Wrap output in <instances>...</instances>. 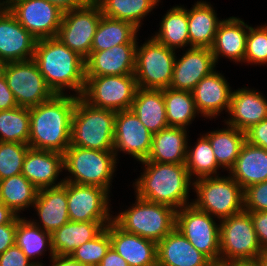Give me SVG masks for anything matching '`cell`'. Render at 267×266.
Wrapping results in <instances>:
<instances>
[{
	"label": "cell",
	"instance_id": "6da1fadb",
	"mask_svg": "<svg viewBox=\"0 0 267 266\" xmlns=\"http://www.w3.org/2000/svg\"><path fill=\"white\" fill-rule=\"evenodd\" d=\"M77 98L55 94L50 100L29 108L30 148L64 154L71 142V120Z\"/></svg>",
	"mask_w": 267,
	"mask_h": 266
},
{
	"label": "cell",
	"instance_id": "f1b7e54d",
	"mask_svg": "<svg viewBox=\"0 0 267 266\" xmlns=\"http://www.w3.org/2000/svg\"><path fill=\"white\" fill-rule=\"evenodd\" d=\"M231 177L245 190L267 180V150L244 142L233 168Z\"/></svg>",
	"mask_w": 267,
	"mask_h": 266
},
{
	"label": "cell",
	"instance_id": "d6986e66",
	"mask_svg": "<svg viewBox=\"0 0 267 266\" xmlns=\"http://www.w3.org/2000/svg\"><path fill=\"white\" fill-rule=\"evenodd\" d=\"M138 43H125L102 51H90L85 59V76L134 74Z\"/></svg>",
	"mask_w": 267,
	"mask_h": 266
},
{
	"label": "cell",
	"instance_id": "8d00e7d4",
	"mask_svg": "<svg viewBox=\"0 0 267 266\" xmlns=\"http://www.w3.org/2000/svg\"><path fill=\"white\" fill-rule=\"evenodd\" d=\"M15 244L20 247L30 260L42 256L47 247L50 250V258L54 256L51 233L35 225L31 219L29 221L25 217L20 218V215L17 216Z\"/></svg>",
	"mask_w": 267,
	"mask_h": 266
},
{
	"label": "cell",
	"instance_id": "ac0fdd59",
	"mask_svg": "<svg viewBox=\"0 0 267 266\" xmlns=\"http://www.w3.org/2000/svg\"><path fill=\"white\" fill-rule=\"evenodd\" d=\"M36 42L7 7L0 12V58L7 62L31 60Z\"/></svg>",
	"mask_w": 267,
	"mask_h": 266
},
{
	"label": "cell",
	"instance_id": "9f6ffc18",
	"mask_svg": "<svg viewBox=\"0 0 267 266\" xmlns=\"http://www.w3.org/2000/svg\"><path fill=\"white\" fill-rule=\"evenodd\" d=\"M8 62L2 58H0V78L5 76V70Z\"/></svg>",
	"mask_w": 267,
	"mask_h": 266
},
{
	"label": "cell",
	"instance_id": "44dd1931",
	"mask_svg": "<svg viewBox=\"0 0 267 266\" xmlns=\"http://www.w3.org/2000/svg\"><path fill=\"white\" fill-rule=\"evenodd\" d=\"M232 92L227 80L216 70L202 78L191 91L197 111L210 119L223 110L229 111Z\"/></svg>",
	"mask_w": 267,
	"mask_h": 266
},
{
	"label": "cell",
	"instance_id": "7a4b0ae2",
	"mask_svg": "<svg viewBox=\"0 0 267 266\" xmlns=\"http://www.w3.org/2000/svg\"><path fill=\"white\" fill-rule=\"evenodd\" d=\"M33 60L46 84L56 95H64L71 89L81 97L85 87V59L70 50L57 37L39 39L35 45Z\"/></svg>",
	"mask_w": 267,
	"mask_h": 266
},
{
	"label": "cell",
	"instance_id": "8992f818",
	"mask_svg": "<svg viewBox=\"0 0 267 266\" xmlns=\"http://www.w3.org/2000/svg\"><path fill=\"white\" fill-rule=\"evenodd\" d=\"M113 221L126 232L158 243L175 228L176 210L136 196L133 206L118 213Z\"/></svg>",
	"mask_w": 267,
	"mask_h": 266
},
{
	"label": "cell",
	"instance_id": "cb8c5ba5",
	"mask_svg": "<svg viewBox=\"0 0 267 266\" xmlns=\"http://www.w3.org/2000/svg\"><path fill=\"white\" fill-rule=\"evenodd\" d=\"M212 264L176 228L157 243V266H211Z\"/></svg>",
	"mask_w": 267,
	"mask_h": 266
},
{
	"label": "cell",
	"instance_id": "484cf974",
	"mask_svg": "<svg viewBox=\"0 0 267 266\" xmlns=\"http://www.w3.org/2000/svg\"><path fill=\"white\" fill-rule=\"evenodd\" d=\"M246 28V29H245ZM249 25L237 17L223 19L211 48L215 61L220 56L236 62H244Z\"/></svg>",
	"mask_w": 267,
	"mask_h": 266
},
{
	"label": "cell",
	"instance_id": "6f0895ef",
	"mask_svg": "<svg viewBox=\"0 0 267 266\" xmlns=\"http://www.w3.org/2000/svg\"><path fill=\"white\" fill-rule=\"evenodd\" d=\"M7 7V2L6 0H2V2L0 1V12H2L5 8Z\"/></svg>",
	"mask_w": 267,
	"mask_h": 266
},
{
	"label": "cell",
	"instance_id": "e575fe53",
	"mask_svg": "<svg viewBox=\"0 0 267 266\" xmlns=\"http://www.w3.org/2000/svg\"><path fill=\"white\" fill-rule=\"evenodd\" d=\"M38 189L22 174L0 180V202L17 216L29 206L33 207Z\"/></svg>",
	"mask_w": 267,
	"mask_h": 266
},
{
	"label": "cell",
	"instance_id": "7dc6e473",
	"mask_svg": "<svg viewBox=\"0 0 267 266\" xmlns=\"http://www.w3.org/2000/svg\"><path fill=\"white\" fill-rule=\"evenodd\" d=\"M260 246L267 251V211L249 212Z\"/></svg>",
	"mask_w": 267,
	"mask_h": 266
},
{
	"label": "cell",
	"instance_id": "83f0119b",
	"mask_svg": "<svg viewBox=\"0 0 267 266\" xmlns=\"http://www.w3.org/2000/svg\"><path fill=\"white\" fill-rule=\"evenodd\" d=\"M185 128L167 127L152 137L149 162L165 164H185L188 137Z\"/></svg>",
	"mask_w": 267,
	"mask_h": 266
},
{
	"label": "cell",
	"instance_id": "ba28073f",
	"mask_svg": "<svg viewBox=\"0 0 267 266\" xmlns=\"http://www.w3.org/2000/svg\"><path fill=\"white\" fill-rule=\"evenodd\" d=\"M193 189L197 198L190 204L214 218L222 220L244 210V190L231 175L193 179Z\"/></svg>",
	"mask_w": 267,
	"mask_h": 266
},
{
	"label": "cell",
	"instance_id": "ee69618b",
	"mask_svg": "<svg viewBox=\"0 0 267 266\" xmlns=\"http://www.w3.org/2000/svg\"><path fill=\"white\" fill-rule=\"evenodd\" d=\"M244 210L248 212L267 211V180L244 190Z\"/></svg>",
	"mask_w": 267,
	"mask_h": 266
},
{
	"label": "cell",
	"instance_id": "2e32d148",
	"mask_svg": "<svg viewBox=\"0 0 267 266\" xmlns=\"http://www.w3.org/2000/svg\"><path fill=\"white\" fill-rule=\"evenodd\" d=\"M148 129L131 110L116 112L114 127V154L119 151L131 155L137 161L146 160L152 145Z\"/></svg>",
	"mask_w": 267,
	"mask_h": 266
},
{
	"label": "cell",
	"instance_id": "277c9868",
	"mask_svg": "<svg viewBox=\"0 0 267 266\" xmlns=\"http://www.w3.org/2000/svg\"><path fill=\"white\" fill-rule=\"evenodd\" d=\"M116 112L89 105L77 98L71 120V146L113 151Z\"/></svg>",
	"mask_w": 267,
	"mask_h": 266
},
{
	"label": "cell",
	"instance_id": "74e56055",
	"mask_svg": "<svg viewBox=\"0 0 267 266\" xmlns=\"http://www.w3.org/2000/svg\"><path fill=\"white\" fill-rule=\"evenodd\" d=\"M163 97L166 106V118L169 127H180L187 129L196 114L195 101L190 91L163 89Z\"/></svg>",
	"mask_w": 267,
	"mask_h": 266
},
{
	"label": "cell",
	"instance_id": "d4e9b609",
	"mask_svg": "<svg viewBox=\"0 0 267 266\" xmlns=\"http://www.w3.org/2000/svg\"><path fill=\"white\" fill-rule=\"evenodd\" d=\"M67 203L66 182L57 187L39 189L33 206L42 224L34 219L31 221L52 234L70 221Z\"/></svg>",
	"mask_w": 267,
	"mask_h": 266
},
{
	"label": "cell",
	"instance_id": "680465c9",
	"mask_svg": "<svg viewBox=\"0 0 267 266\" xmlns=\"http://www.w3.org/2000/svg\"><path fill=\"white\" fill-rule=\"evenodd\" d=\"M235 266H256L255 264H240V265H235Z\"/></svg>",
	"mask_w": 267,
	"mask_h": 266
},
{
	"label": "cell",
	"instance_id": "ab89813d",
	"mask_svg": "<svg viewBox=\"0 0 267 266\" xmlns=\"http://www.w3.org/2000/svg\"><path fill=\"white\" fill-rule=\"evenodd\" d=\"M30 133L29 108L16 107L0 111V141L28 144Z\"/></svg>",
	"mask_w": 267,
	"mask_h": 266
},
{
	"label": "cell",
	"instance_id": "f6af8a7d",
	"mask_svg": "<svg viewBox=\"0 0 267 266\" xmlns=\"http://www.w3.org/2000/svg\"><path fill=\"white\" fill-rule=\"evenodd\" d=\"M43 265L42 262L30 261L25 253L16 244L9 247L0 255V266H36Z\"/></svg>",
	"mask_w": 267,
	"mask_h": 266
},
{
	"label": "cell",
	"instance_id": "30bf717a",
	"mask_svg": "<svg viewBox=\"0 0 267 266\" xmlns=\"http://www.w3.org/2000/svg\"><path fill=\"white\" fill-rule=\"evenodd\" d=\"M176 54L175 50L160 44L153 37L136 47L135 79L138 88H169Z\"/></svg>",
	"mask_w": 267,
	"mask_h": 266
},
{
	"label": "cell",
	"instance_id": "f907efd6",
	"mask_svg": "<svg viewBox=\"0 0 267 266\" xmlns=\"http://www.w3.org/2000/svg\"><path fill=\"white\" fill-rule=\"evenodd\" d=\"M98 266H128V264L112 247H110Z\"/></svg>",
	"mask_w": 267,
	"mask_h": 266
},
{
	"label": "cell",
	"instance_id": "bcb514c9",
	"mask_svg": "<svg viewBox=\"0 0 267 266\" xmlns=\"http://www.w3.org/2000/svg\"><path fill=\"white\" fill-rule=\"evenodd\" d=\"M245 139L248 143L267 150V119L246 130Z\"/></svg>",
	"mask_w": 267,
	"mask_h": 266
},
{
	"label": "cell",
	"instance_id": "db71d44e",
	"mask_svg": "<svg viewBox=\"0 0 267 266\" xmlns=\"http://www.w3.org/2000/svg\"><path fill=\"white\" fill-rule=\"evenodd\" d=\"M17 215L2 202H0V225L11 223Z\"/></svg>",
	"mask_w": 267,
	"mask_h": 266
},
{
	"label": "cell",
	"instance_id": "836d02e7",
	"mask_svg": "<svg viewBox=\"0 0 267 266\" xmlns=\"http://www.w3.org/2000/svg\"><path fill=\"white\" fill-rule=\"evenodd\" d=\"M157 42L170 49L190 46L188 35V10L175 6L162 18L158 33L152 36Z\"/></svg>",
	"mask_w": 267,
	"mask_h": 266
},
{
	"label": "cell",
	"instance_id": "9a60e30c",
	"mask_svg": "<svg viewBox=\"0 0 267 266\" xmlns=\"http://www.w3.org/2000/svg\"><path fill=\"white\" fill-rule=\"evenodd\" d=\"M66 194L70 221H113L106 189L66 182Z\"/></svg>",
	"mask_w": 267,
	"mask_h": 266
},
{
	"label": "cell",
	"instance_id": "b9f144b4",
	"mask_svg": "<svg viewBox=\"0 0 267 266\" xmlns=\"http://www.w3.org/2000/svg\"><path fill=\"white\" fill-rule=\"evenodd\" d=\"M110 247L109 232L105 228L93 240L77 247L70 256L85 266H98Z\"/></svg>",
	"mask_w": 267,
	"mask_h": 266
},
{
	"label": "cell",
	"instance_id": "52a82bcc",
	"mask_svg": "<svg viewBox=\"0 0 267 266\" xmlns=\"http://www.w3.org/2000/svg\"><path fill=\"white\" fill-rule=\"evenodd\" d=\"M64 170L71 173L65 182L93 185L110 192L117 157L114 151H100L69 146L63 154Z\"/></svg>",
	"mask_w": 267,
	"mask_h": 266
},
{
	"label": "cell",
	"instance_id": "7c38bea8",
	"mask_svg": "<svg viewBox=\"0 0 267 266\" xmlns=\"http://www.w3.org/2000/svg\"><path fill=\"white\" fill-rule=\"evenodd\" d=\"M102 17L99 5L90 0L86 5L64 12L57 38L70 50L86 59Z\"/></svg>",
	"mask_w": 267,
	"mask_h": 266
},
{
	"label": "cell",
	"instance_id": "7bdbcfd3",
	"mask_svg": "<svg viewBox=\"0 0 267 266\" xmlns=\"http://www.w3.org/2000/svg\"><path fill=\"white\" fill-rule=\"evenodd\" d=\"M244 61L249 64H267V25L249 26Z\"/></svg>",
	"mask_w": 267,
	"mask_h": 266
},
{
	"label": "cell",
	"instance_id": "f5cc1de1",
	"mask_svg": "<svg viewBox=\"0 0 267 266\" xmlns=\"http://www.w3.org/2000/svg\"><path fill=\"white\" fill-rule=\"evenodd\" d=\"M50 262H52V266H85L74 260L70 255H54Z\"/></svg>",
	"mask_w": 267,
	"mask_h": 266
},
{
	"label": "cell",
	"instance_id": "c3c4849f",
	"mask_svg": "<svg viewBox=\"0 0 267 266\" xmlns=\"http://www.w3.org/2000/svg\"><path fill=\"white\" fill-rule=\"evenodd\" d=\"M16 229L17 217L11 223L0 225V255L15 245Z\"/></svg>",
	"mask_w": 267,
	"mask_h": 266
},
{
	"label": "cell",
	"instance_id": "7402d4cb",
	"mask_svg": "<svg viewBox=\"0 0 267 266\" xmlns=\"http://www.w3.org/2000/svg\"><path fill=\"white\" fill-rule=\"evenodd\" d=\"M62 170L63 154L29 148L23 160L22 175L39 190L62 185L64 179L56 184Z\"/></svg>",
	"mask_w": 267,
	"mask_h": 266
},
{
	"label": "cell",
	"instance_id": "681fc988",
	"mask_svg": "<svg viewBox=\"0 0 267 266\" xmlns=\"http://www.w3.org/2000/svg\"><path fill=\"white\" fill-rule=\"evenodd\" d=\"M18 107L13 92L7 86L5 77L0 78V111Z\"/></svg>",
	"mask_w": 267,
	"mask_h": 266
},
{
	"label": "cell",
	"instance_id": "8fae6325",
	"mask_svg": "<svg viewBox=\"0 0 267 266\" xmlns=\"http://www.w3.org/2000/svg\"><path fill=\"white\" fill-rule=\"evenodd\" d=\"M188 241L212 263H220V225L193 204L176 210V225Z\"/></svg>",
	"mask_w": 267,
	"mask_h": 266
},
{
	"label": "cell",
	"instance_id": "d6a6232c",
	"mask_svg": "<svg viewBox=\"0 0 267 266\" xmlns=\"http://www.w3.org/2000/svg\"><path fill=\"white\" fill-rule=\"evenodd\" d=\"M227 128L204 134L211 143L217 164L230 171L236 163L240 150L246 141L245 132L227 125Z\"/></svg>",
	"mask_w": 267,
	"mask_h": 266
},
{
	"label": "cell",
	"instance_id": "d590c367",
	"mask_svg": "<svg viewBox=\"0 0 267 266\" xmlns=\"http://www.w3.org/2000/svg\"><path fill=\"white\" fill-rule=\"evenodd\" d=\"M104 16L133 24L140 29L141 20L160 0H94Z\"/></svg>",
	"mask_w": 267,
	"mask_h": 266
},
{
	"label": "cell",
	"instance_id": "f546056e",
	"mask_svg": "<svg viewBox=\"0 0 267 266\" xmlns=\"http://www.w3.org/2000/svg\"><path fill=\"white\" fill-rule=\"evenodd\" d=\"M130 110L153 135L169 127L163 89L138 88Z\"/></svg>",
	"mask_w": 267,
	"mask_h": 266
},
{
	"label": "cell",
	"instance_id": "9c48e42d",
	"mask_svg": "<svg viewBox=\"0 0 267 266\" xmlns=\"http://www.w3.org/2000/svg\"><path fill=\"white\" fill-rule=\"evenodd\" d=\"M85 78L81 98L89 105L115 112L130 110L138 89L134 74Z\"/></svg>",
	"mask_w": 267,
	"mask_h": 266
},
{
	"label": "cell",
	"instance_id": "f35d334b",
	"mask_svg": "<svg viewBox=\"0 0 267 266\" xmlns=\"http://www.w3.org/2000/svg\"><path fill=\"white\" fill-rule=\"evenodd\" d=\"M185 165L191 179L194 175L196 180L212 177L215 174L217 176L220 166L217 164L211 143L205 135L197 140L194 148H190V146L187 148Z\"/></svg>",
	"mask_w": 267,
	"mask_h": 266
},
{
	"label": "cell",
	"instance_id": "1f68e13d",
	"mask_svg": "<svg viewBox=\"0 0 267 266\" xmlns=\"http://www.w3.org/2000/svg\"><path fill=\"white\" fill-rule=\"evenodd\" d=\"M133 24L102 15L97 26L91 51H102L125 43H138Z\"/></svg>",
	"mask_w": 267,
	"mask_h": 266
},
{
	"label": "cell",
	"instance_id": "4fadbf2b",
	"mask_svg": "<svg viewBox=\"0 0 267 266\" xmlns=\"http://www.w3.org/2000/svg\"><path fill=\"white\" fill-rule=\"evenodd\" d=\"M4 77L20 107L37 106L55 95L33 59L8 62Z\"/></svg>",
	"mask_w": 267,
	"mask_h": 266
},
{
	"label": "cell",
	"instance_id": "60d3db41",
	"mask_svg": "<svg viewBox=\"0 0 267 266\" xmlns=\"http://www.w3.org/2000/svg\"><path fill=\"white\" fill-rule=\"evenodd\" d=\"M29 148L24 143L0 141V180L22 174L23 160Z\"/></svg>",
	"mask_w": 267,
	"mask_h": 266
},
{
	"label": "cell",
	"instance_id": "4dcf8cb0",
	"mask_svg": "<svg viewBox=\"0 0 267 266\" xmlns=\"http://www.w3.org/2000/svg\"><path fill=\"white\" fill-rule=\"evenodd\" d=\"M222 21L217 18V13L210 3L197 1L192 9L188 10L190 47L211 49Z\"/></svg>",
	"mask_w": 267,
	"mask_h": 266
},
{
	"label": "cell",
	"instance_id": "3957f363",
	"mask_svg": "<svg viewBox=\"0 0 267 266\" xmlns=\"http://www.w3.org/2000/svg\"><path fill=\"white\" fill-rule=\"evenodd\" d=\"M143 174L136 179V196L153 203L165 204L178 210L190 205L188 194L193 182L185 164H165L140 161ZM192 184V185H191Z\"/></svg>",
	"mask_w": 267,
	"mask_h": 266
},
{
	"label": "cell",
	"instance_id": "5b68a950",
	"mask_svg": "<svg viewBox=\"0 0 267 266\" xmlns=\"http://www.w3.org/2000/svg\"><path fill=\"white\" fill-rule=\"evenodd\" d=\"M220 263L226 266L254 264L265 252L259 244L251 215L242 210L220 220Z\"/></svg>",
	"mask_w": 267,
	"mask_h": 266
},
{
	"label": "cell",
	"instance_id": "603a6c76",
	"mask_svg": "<svg viewBox=\"0 0 267 266\" xmlns=\"http://www.w3.org/2000/svg\"><path fill=\"white\" fill-rule=\"evenodd\" d=\"M260 93L247 87L234 90L228 111L231 118L225 120V124L245 132L267 119V99Z\"/></svg>",
	"mask_w": 267,
	"mask_h": 266
},
{
	"label": "cell",
	"instance_id": "91938a15",
	"mask_svg": "<svg viewBox=\"0 0 267 266\" xmlns=\"http://www.w3.org/2000/svg\"><path fill=\"white\" fill-rule=\"evenodd\" d=\"M211 266H226V265L221 264V263H213Z\"/></svg>",
	"mask_w": 267,
	"mask_h": 266
},
{
	"label": "cell",
	"instance_id": "11a10c76",
	"mask_svg": "<svg viewBox=\"0 0 267 266\" xmlns=\"http://www.w3.org/2000/svg\"><path fill=\"white\" fill-rule=\"evenodd\" d=\"M256 266H267V251H265L254 263Z\"/></svg>",
	"mask_w": 267,
	"mask_h": 266
},
{
	"label": "cell",
	"instance_id": "ffe728a7",
	"mask_svg": "<svg viewBox=\"0 0 267 266\" xmlns=\"http://www.w3.org/2000/svg\"><path fill=\"white\" fill-rule=\"evenodd\" d=\"M111 247L128 266H157V243L121 229L114 221L105 227Z\"/></svg>",
	"mask_w": 267,
	"mask_h": 266
},
{
	"label": "cell",
	"instance_id": "4316f807",
	"mask_svg": "<svg viewBox=\"0 0 267 266\" xmlns=\"http://www.w3.org/2000/svg\"><path fill=\"white\" fill-rule=\"evenodd\" d=\"M110 222H67L51 234L54 255H70L77 247L97 237Z\"/></svg>",
	"mask_w": 267,
	"mask_h": 266
},
{
	"label": "cell",
	"instance_id": "5bb4252c",
	"mask_svg": "<svg viewBox=\"0 0 267 266\" xmlns=\"http://www.w3.org/2000/svg\"><path fill=\"white\" fill-rule=\"evenodd\" d=\"M17 21L37 40L57 36L64 12L46 0H6Z\"/></svg>",
	"mask_w": 267,
	"mask_h": 266
},
{
	"label": "cell",
	"instance_id": "e0dca14e",
	"mask_svg": "<svg viewBox=\"0 0 267 266\" xmlns=\"http://www.w3.org/2000/svg\"><path fill=\"white\" fill-rule=\"evenodd\" d=\"M215 67L216 61L211 49L190 47L180 59L175 58L169 88L191 92L202 78L214 71Z\"/></svg>",
	"mask_w": 267,
	"mask_h": 266
},
{
	"label": "cell",
	"instance_id": "816d5d0a",
	"mask_svg": "<svg viewBox=\"0 0 267 266\" xmlns=\"http://www.w3.org/2000/svg\"><path fill=\"white\" fill-rule=\"evenodd\" d=\"M58 7L61 11L67 12L86 5L90 0H46Z\"/></svg>",
	"mask_w": 267,
	"mask_h": 266
}]
</instances>
